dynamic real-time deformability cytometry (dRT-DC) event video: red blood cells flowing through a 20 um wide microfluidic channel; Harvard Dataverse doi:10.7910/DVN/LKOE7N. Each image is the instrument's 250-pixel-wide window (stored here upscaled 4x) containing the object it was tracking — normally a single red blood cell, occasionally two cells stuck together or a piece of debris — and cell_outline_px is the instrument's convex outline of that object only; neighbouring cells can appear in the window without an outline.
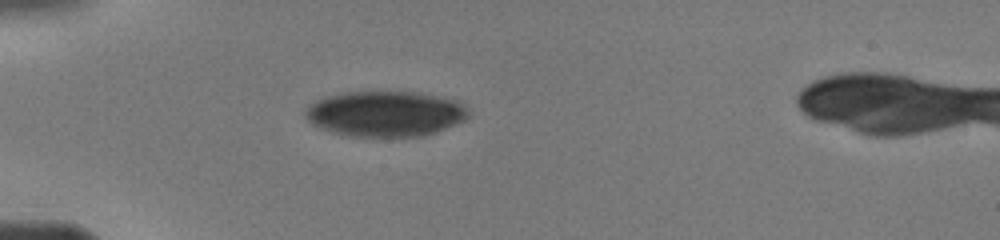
{"species": "human", "species_latin": "Homo sapiens", "temperature_condition": "warm", "stored_images_in_passage": 46, "camera_frame_rate_fps": 3000, "um_per_image_px": 0.085, "donor": {"sex": "male"}, "frame": {"image": 1, "passage_image": 1, "time_ms": 0.0, "image_size_px": [1000, 240], "cell_outline_px": [[472, 116], [456, 124], [436, 132], [424, 136], [348, 136], [332, 132], [320, 128], [312, 124], [304, 116], [304, 112], [316, 100], [324, 96], [344, 92], [420, 92], [460, 100], [468, 104]], "centroid_in_image_um": [32.83, 9.66], "position_along_channel_um": 52.2, "area_um2": 43.87}}
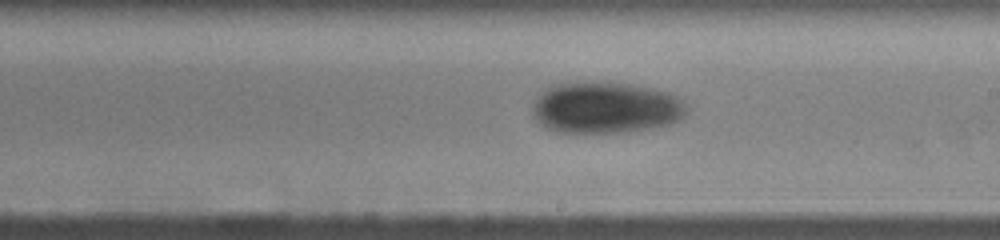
{"frame": {"image": 2, "passage_image": 26, "time_ms": 5.0, "image_size_px": [1000, 240], "cell_outline_px": [[688, 108], [684, 116], [668, 124], [616, 132], [556, 132], [540, 124], [532, 116], [532, 104], [536, 96], [540, 92], [552, 84], [568, 80], [608, 80], [632, 84], [652, 88], [668, 92], [676, 96]], "centroid_in_image_um": [51.37, 9.08], "position_along_channel_um": 237.6, "area_um2": 46.99}}
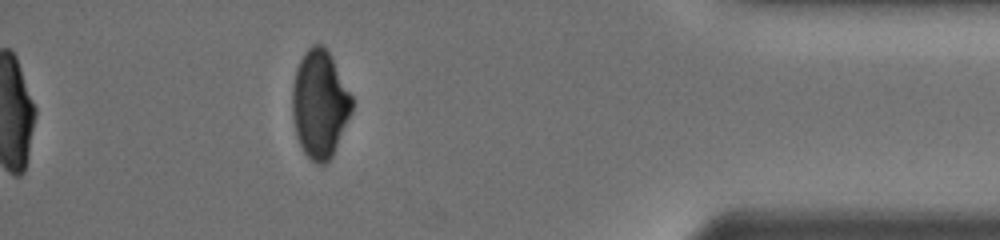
{"frame": {"image": 3, "passage_image": 46, "time_ms": 10.0, "image_size_px": [1000, 240], "cell_outline_px": [[352, 112], [332, 156], [324, 164], [316, 164], [304, 152], [296, 136], [292, 116], [292, 88], [296, 68], [304, 52], [312, 44], [320, 44], [328, 52], [352, 96]], "centroid_in_image_um": [27.16, 8.86], "position_along_channel_um": 408.0, "area_um2": 37.11}}